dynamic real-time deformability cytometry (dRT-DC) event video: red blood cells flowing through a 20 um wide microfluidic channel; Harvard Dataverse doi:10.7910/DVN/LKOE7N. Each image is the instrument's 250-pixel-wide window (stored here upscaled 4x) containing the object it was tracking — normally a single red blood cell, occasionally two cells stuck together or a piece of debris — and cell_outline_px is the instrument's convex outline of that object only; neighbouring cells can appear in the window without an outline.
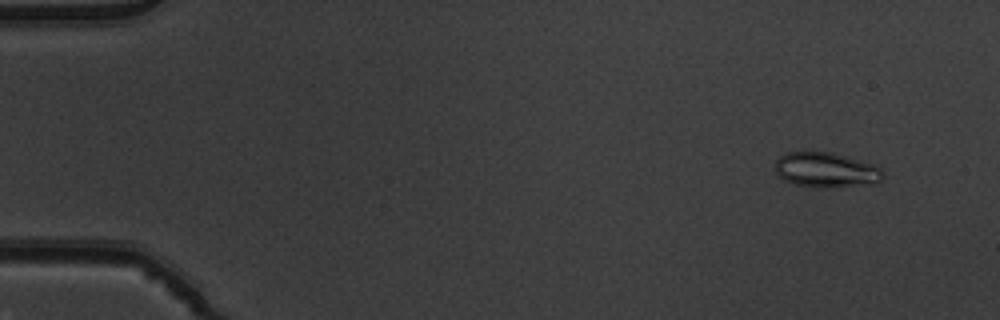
{"species": "common noctule bat (a hibernating species)", "species_latin": "Nyctalus noctula", "temperature_condition": "warm", "stored_images_in_passage": 53, "camera_frame_rate_fps": 3000, "um_per_image_px": 0.085, "animal": {"sex": "male", "body_mass_g": 19.5, "forearm_length_mm": 54.6}, "frame": {"image": 1, "passage_image": 5, "time_ms": 1.333, "image_size_px": [1000, 320], "cell_outline_px": [[884, 176], [876, 184], [832, 188], [816, 188], [796, 184], [784, 180], [776, 172], [776, 160], [784, 152], [832, 152], [860, 160], [872, 164], [880, 168], [884, 172]], "centroid_in_image_um": [70.24, 14.46], "position_along_channel_um": 14.8, "area_um2": 22.25}}
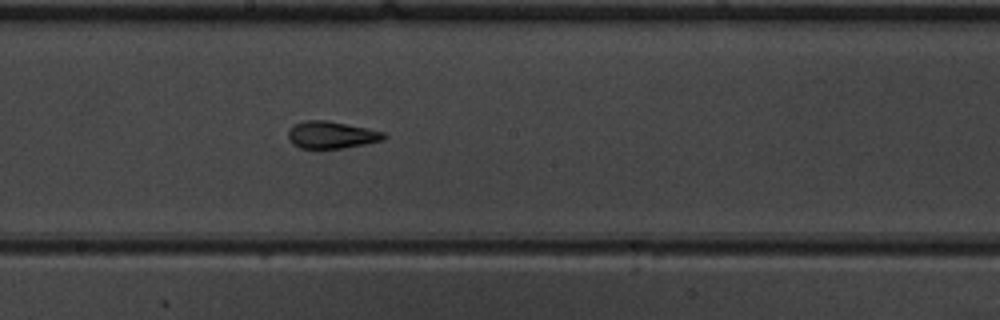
{"frame": {"image": 2, "passage_image": 30, "time_ms": 9.667, "image_size_px": [1000, 320], "cell_outline_px": [[388, 136], [384, 140], [344, 148], [300, 148], [292, 144], [288, 140], [288, 128], [304, 120], [328, 120], [368, 128], [384, 132]], "centroid_in_image_um": [28.17, 11.46], "position_along_channel_um": 220.0, "area_um2": 15.32}}
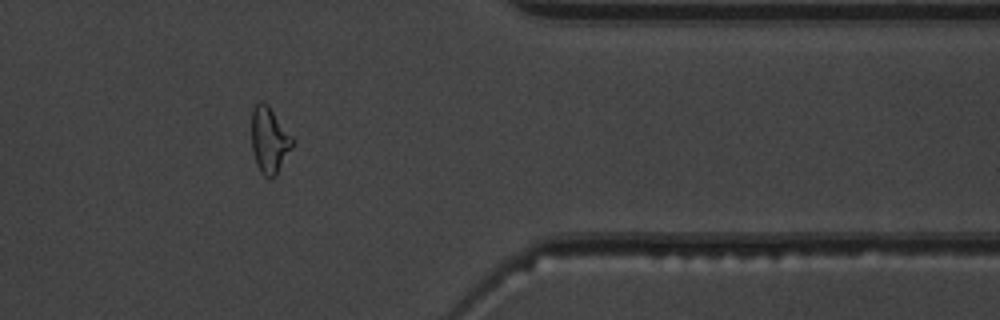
{"frame": {"image": 3, "passage_image": 44, "time_ms": 14.333, "image_size_px": [1000, 320], "cell_outline_px": [[296, 140], [292, 148], [276, 176], [268, 180], [260, 172], [256, 164], [252, 148], [252, 108], [260, 100], [268, 104]], "centroid_in_image_um": [22.92, 11.92], "position_along_channel_um": 388.5, "area_um2": 16.13}}